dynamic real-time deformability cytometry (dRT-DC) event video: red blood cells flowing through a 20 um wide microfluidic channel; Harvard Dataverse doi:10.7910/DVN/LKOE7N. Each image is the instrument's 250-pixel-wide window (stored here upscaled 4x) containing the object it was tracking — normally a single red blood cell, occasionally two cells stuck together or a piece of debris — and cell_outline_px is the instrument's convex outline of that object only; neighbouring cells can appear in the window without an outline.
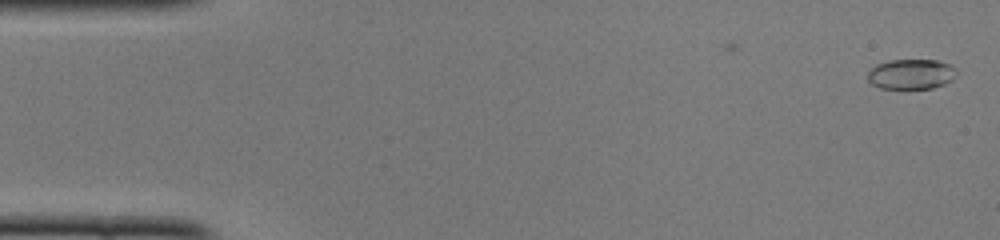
{"species": "common noctule bat (a hibernating species)", "species_latin": "Nyctalus noctula", "temperature_condition": "cold", "stored_images_in_passage": 42, "camera_frame_rate_fps": 3000, "um_per_image_px": 0.085, "animal": {"sex": "female", "body_mass_g": 22.0, "forearm_length_mm": 56.7}, "frame": {"image": 1, "passage_image": 1, "time_ms": 0.0, "image_size_px": [1000, 240], "cell_outline_px": [[956, 76], [952, 80], [944, 84], [932, 88], [880, 88], [872, 84], [868, 80], [868, 72], [876, 64], [888, 60], [936, 60], [948, 64], [956, 68]], "centroid_in_image_um": [77.45, 6.29], "position_along_channel_um": 7.6, "area_um2": 15.55}}
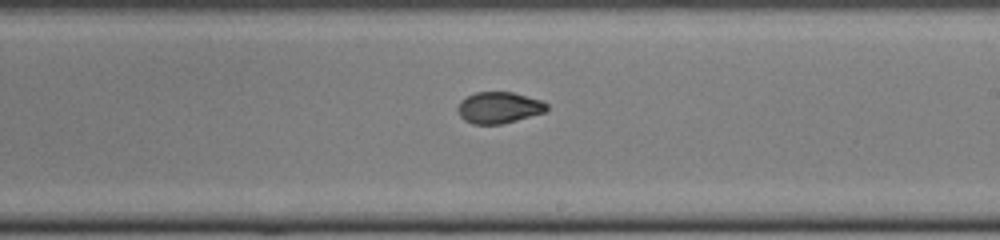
{"frame": {"image": 2, "passage_image": 28, "time_ms": 9.0, "image_size_px": [1000, 240], "cell_outline_px": [[548, 108], [544, 112], [516, 120], [500, 124], [472, 124], [464, 120], [460, 116], [456, 108], [460, 100], [476, 92], [512, 92], [544, 100], [548, 104]], "centroid_in_image_um": [42.4, 9.14], "position_along_channel_um": 246.6, "area_um2": 16.36}}
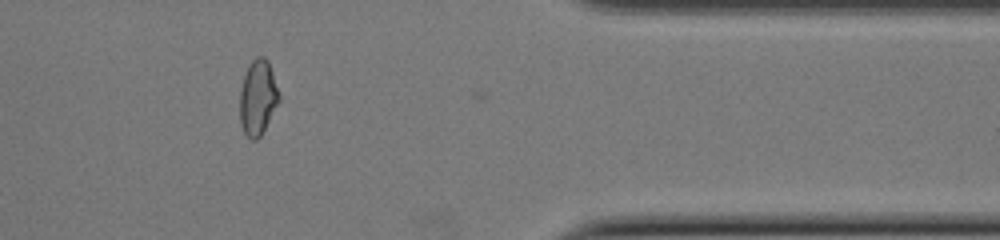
{"frame": {"image": 3, "passage_image": 40, "time_ms": 13.0, "image_size_px": [1000, 240], "cell_outline_px": [[280, 100], [260, 136], [256, 140], [252, 140], [244, 132], [240, 124], [240, 88], [244, 76], [252, 60], [256, 56], [264, 56], [268, 60], [280, 96]], "centroid_in_image_um": [21.91, 8.28], "position_along_channel_um": 389.5, "area_um2": 16.99}, "authors_computed_cell_mechanics": {"area_um2": 16.5308, "velocity_mm_per_s": 4.1112, "shape_relaxation_time_tau1_ms": 8.9917, "shape_relaxation_time_tau2_ms": 1.3367, "deformation_change_tau1": 0.2059, "deformation_change_tau2": 0.0479}}